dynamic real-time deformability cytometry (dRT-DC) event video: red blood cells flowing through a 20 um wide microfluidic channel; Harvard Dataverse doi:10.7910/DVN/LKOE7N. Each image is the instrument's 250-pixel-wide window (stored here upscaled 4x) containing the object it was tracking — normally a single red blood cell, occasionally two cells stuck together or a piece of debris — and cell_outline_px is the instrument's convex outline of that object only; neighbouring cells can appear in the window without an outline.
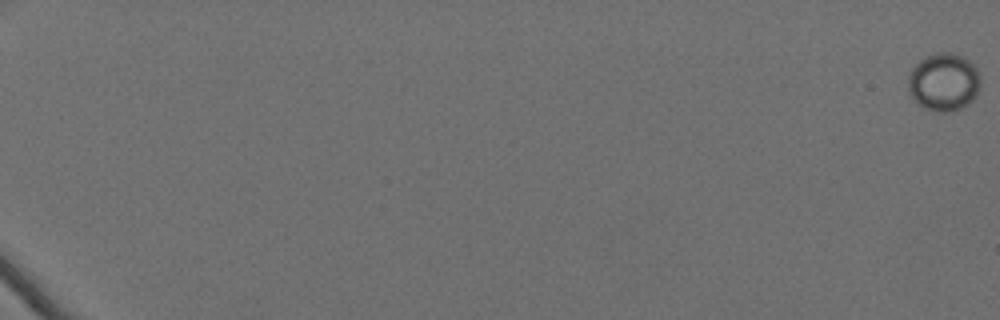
{"species": "Egyptian fruit bat (a non-hibernating species)", "species_latin": "Rousettus aegyptiacus", "temperature_condition": "cold", "stored_images_in_passage": 64, "camera_frame_rate_fps": 3000, "um_per_image_px": 0.085, "animal": {"sex": "female"}, "frame": {"image": 1, "passage_image": 1, "time_ms": 0.0, "image_size_px": [1000, 320], "cell_outline_px": [[980, 84], [976, 96], [968, 104], [960, 108], [948, 112], [936, 112], [924, 108], [908, 92], [908, 72], [920, 60], [936, 52], [948, 52], [960, 56], [968, 60], [980, 72]], "centroid_in_image_um": [80.22, 6.98], "position_along_channel_um": 4.8, "area_um2": 24.39}}
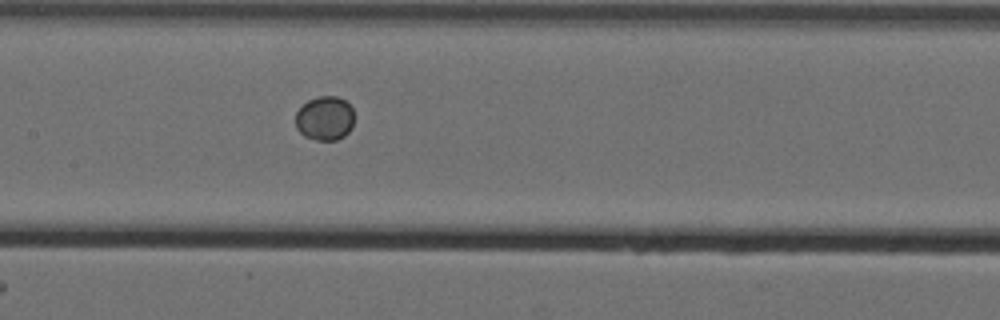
{"frame": {"image": 2, "passage_image": 37, "time_ms": 12.0, "image_size_px": [1000, 320], "cell_outline_px": [[352, 128], [344, 136], [336, 140], [316, 140], [304, 136], [296, 128], [296, 112], [308, 100], [320, 96], [336, 96], [344, 100], [352, 108]], "centroid_in_image_um": [27.59, 10.06], "position_along_channel_um": 179.8, "area_um2": 14.97}}
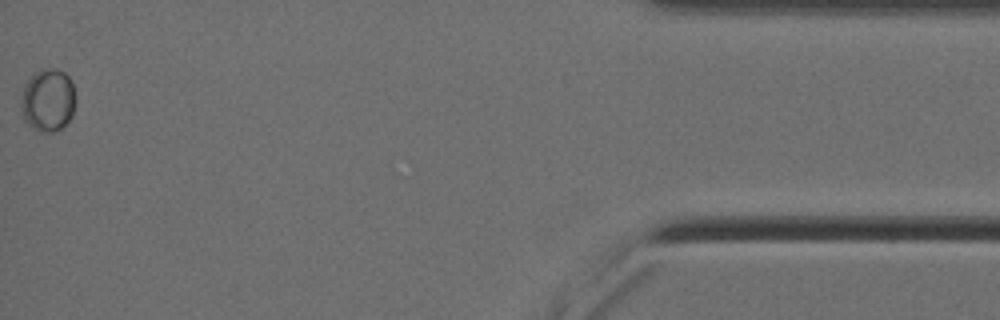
{"frame": {"image": 3, "passage_image": 64, "time_ms": 21.0, "image_size_px": [1000, 320], "cell_outline_px": [[76, 104], [72, 116], [60, 128], [52, 132], [40, 132], [32, 128], [24, 116], [20, 108], [20, 100], [24, 84], [36, 72], [48, 68], [56, 68], [64, 72], [72, 80], [76, 92]], "centroid_in_image_um": [4.1, 8.5], "position_along_channel_um": 431.1, "area_um2": 20.17}}